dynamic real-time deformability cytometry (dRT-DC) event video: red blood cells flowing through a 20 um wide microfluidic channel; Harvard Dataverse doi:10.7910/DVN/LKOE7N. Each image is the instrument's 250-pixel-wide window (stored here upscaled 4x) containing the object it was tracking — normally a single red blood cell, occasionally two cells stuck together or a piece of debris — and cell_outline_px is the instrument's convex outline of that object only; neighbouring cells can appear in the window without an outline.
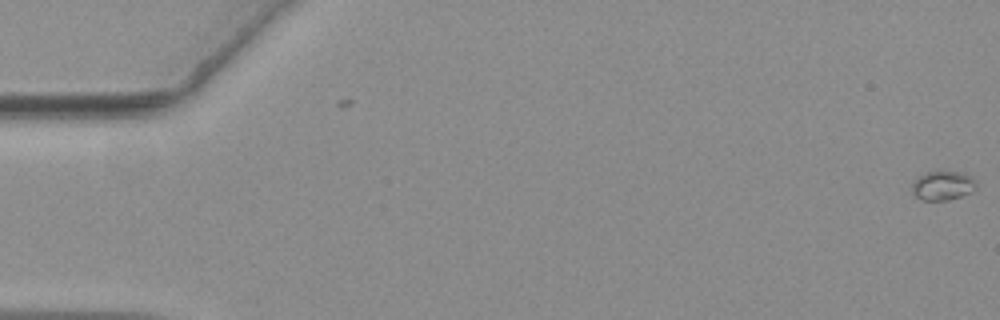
{"species": "common noctule bat (a hibernating species)", "species_latin": "Nyctalus noctula", "temperature_condition": "warm", "stored_images_in_passage": 4, "camera_frame_rate_fps": 3000, "um_per_image_px": 0.085, "animal": {"sex": "female", "body_mass_g": 19.3, "forearm_length_mm": 54.1}, "frame": {"image": 1, "passage_image": 4, "time_ms": 1.0, "image_size_px": [1000, 320], "cell_outline_px": [[976, 188], [972, 192], [948, 200], [920, 200], [912, 192], [912, 184], [916, 176], [924, 172], [936, 168], [964, 172], [972, 176], [976, 180]], "centroid_in_image_um": [80.13, 15.7], "position_along_channel_um": 4.9, "area_um2": 11.68}}